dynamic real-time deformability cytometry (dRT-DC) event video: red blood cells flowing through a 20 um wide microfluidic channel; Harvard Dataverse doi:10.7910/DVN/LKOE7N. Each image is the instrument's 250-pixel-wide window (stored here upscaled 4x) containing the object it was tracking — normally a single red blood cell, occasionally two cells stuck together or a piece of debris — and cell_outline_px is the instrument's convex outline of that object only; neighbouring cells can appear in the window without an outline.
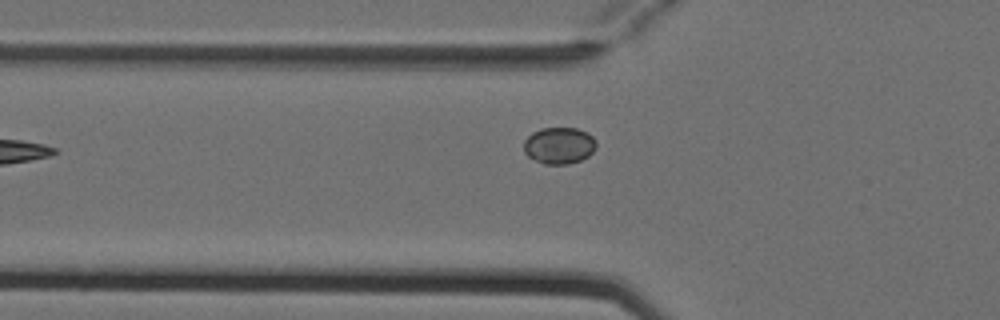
{"species": "Egyptian fruit bat (a non-hibernating species)", "species_latin": "Rousettus aegyptiacus", "temperature_condition": "cold", "stored_images_in_passage": 4, "camera_frame_rate_fps": 3000, "um_per_image_px": 0.085, "animal": {"sex": "female"}, "frame": {"image": 1, "passage_image": 3, "time_ms": 0.667, "image_size_px": [1000, 320], "cell_outline_px": [[596, 148], [588, 156], [580, 160], [568, 164], [544, 164], [528, 156], [524, 152], [524, 140], [532, 132], [540, 128], [576, 128], [588, 132], [596, 140]], "centroid_in_image_um": [47.53, 12.36], "position_along_channel_um": 78.3, "area_um2": 15.55}}
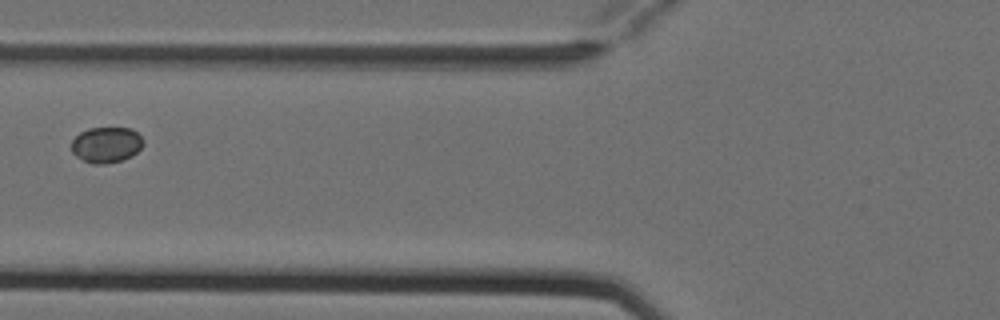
{"frame": {"image": 2, "passage_image": 4, "time_ms": 1.0, "image_size_px": [1000, 320], "cell_outline_px": [[144, 144], [132, 156], [120, 160], [104, 164], [92, 164], [76, 156], [72, 152], [72, 140], [80, 132], [88, 128], [132, 128], [144, 140]], "centroid_in_image_um": [9.04, 12.3], "position_along_channel_um": 116.8, "area_um2": 14.91}}